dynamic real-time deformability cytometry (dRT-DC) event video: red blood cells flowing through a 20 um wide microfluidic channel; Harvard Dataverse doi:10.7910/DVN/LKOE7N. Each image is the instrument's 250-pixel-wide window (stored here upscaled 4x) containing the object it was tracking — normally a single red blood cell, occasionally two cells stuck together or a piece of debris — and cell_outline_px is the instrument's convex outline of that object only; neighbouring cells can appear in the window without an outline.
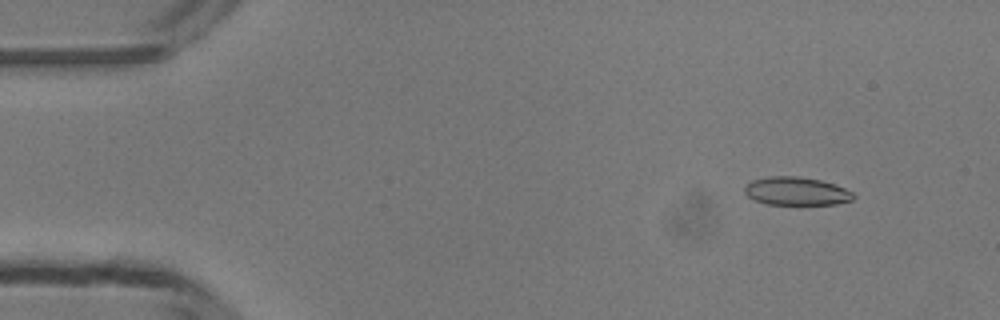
{"species": "common noctule bat (a hibernating species)", "species_latin": "Nyctalus noctula", "temperature_condition": "room temperature", "stored_images_in_passage": 49, "camera_frame_rate_fps": 3000, "um_per_image_px": 0.085, "animal": {"sex": "male", "body_mass_g": 13.3}, "frame": {"image": 1, "passage_image": 5, "time_ms": 1.333, "image_size_px": [1000, 320], "cell_outline_px": [[856, 196], [852, 200], [836, 204], [768, 204], [756, 200], [748, 196], [744, 192], [744, 188], [752, 180], [768, 176], [796, 176], [820, 180], [836, 184], [852, 192]], "centroid_in_image_um": [67.71, 16.24], "position_along_channel_um": 17.3, "area_um2": 17.8}}
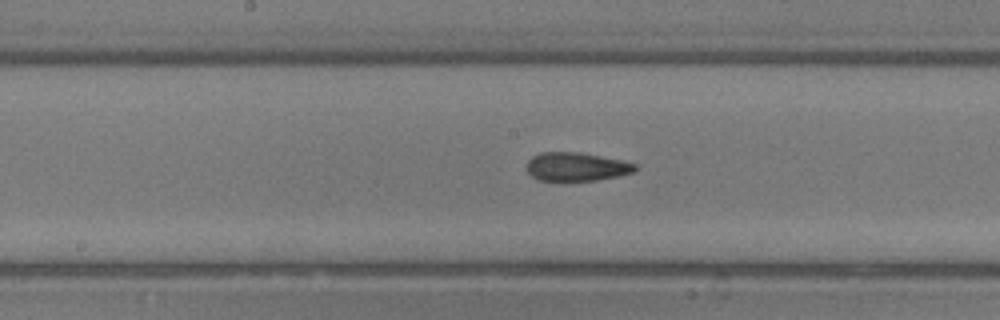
{"frame": {"image": 2, "passage_image": 25, "time_ms": 8.0, "image_size_px": [1000, 320], "cell_outline_px": [[636, 172], [596, 180], [540, 180], [532, 176], [524, 168], [528, 160], [532, 156], [540, 152], [580, 152], [620, 160], [636, 164]], "centroid_in_image_um": [48.95, 14.16], "position_along_channel_um": 199.2, "area_um2": 17.98}}
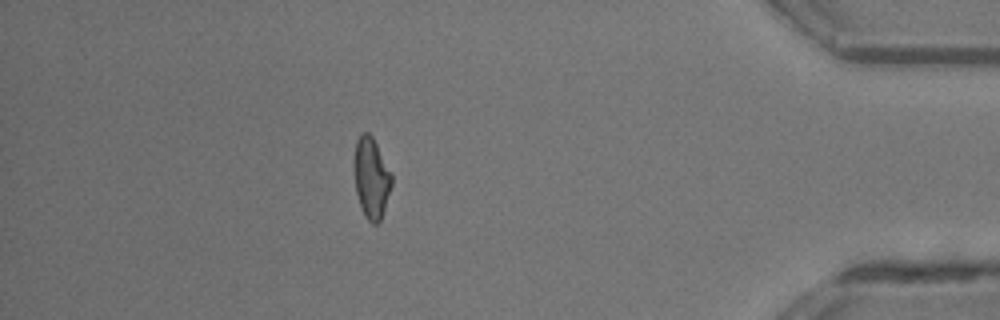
{"frame": {"image": 3, "passage_image": 43, "time_ms": 14.0, "image_size_px": [1000, 320], "cell_outline_px": [[392, 184], [380, 220], [376, 224], [372, 224], [364, 216], [360, 208], [356, 192], [352, 164], [356, 140], [360, 132], [368, 132], [372, 136], [392, 176]], "centroid_in_image_um": [31.51, 15.1], "position_along_channel_um": 403.7, "area_um2": 17.8}, "authors_computed_cell_mechanics": {"area_um2": 18.3226, "velocity_mm_per_s": 4.2149, "shape_relaxation_time_tau1_ms": null, "shape_relaxation_time_tau2_ms": 1.8957, "deformation_change_tau1": null, "deformation_change_tau2": 0.0708}}